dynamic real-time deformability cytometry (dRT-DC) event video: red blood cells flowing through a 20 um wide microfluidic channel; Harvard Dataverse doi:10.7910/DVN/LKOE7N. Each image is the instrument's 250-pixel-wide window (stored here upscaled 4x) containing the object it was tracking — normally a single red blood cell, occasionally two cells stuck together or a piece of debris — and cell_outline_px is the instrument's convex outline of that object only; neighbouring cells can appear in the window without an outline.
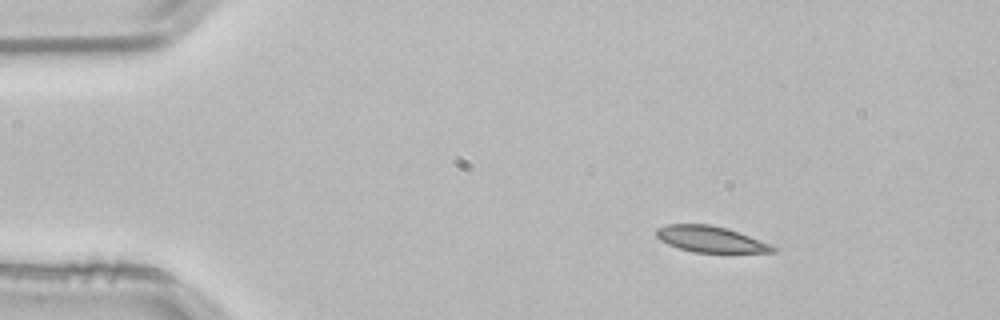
{"species": "common noctule bat (a hibernating species)", "species_latin": "Nyctalus noctula", "temperature_condition": "room temperature", "stored_images_in_passage": 3, "camera_frame_rate_fps": 3000, "um_per_image_px": 0.085, "animal": {"sex": "male", "body_mass_g": 21.5, "forearm_length_mm": 52.0}, "frame": {"image": 1, "passage_image": 1, "time_ms": 0.0, "image_size_px": [1000, 320], "cell_outline_px": [[776, 252], [692, 252], [668, 244], [660, 240], [656, 236], [656, 228], [668, 224], [708, 224], [728, 228], [768, 244], [776, 248]], "centroid_in_image_um": [60.33, 20.32], "position_along_channel_um": 24.7, "area_um2": 17.4}}